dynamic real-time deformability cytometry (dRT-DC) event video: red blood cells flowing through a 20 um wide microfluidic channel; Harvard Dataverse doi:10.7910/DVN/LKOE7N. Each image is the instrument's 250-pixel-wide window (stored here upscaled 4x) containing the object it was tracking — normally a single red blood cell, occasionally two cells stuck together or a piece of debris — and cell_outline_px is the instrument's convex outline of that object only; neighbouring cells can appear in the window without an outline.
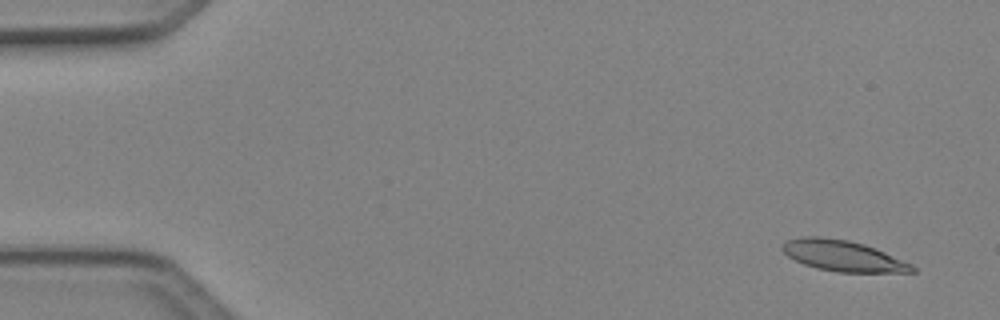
{"species": "Egyptian fruit bat (a non-hibernating species)", "species_latin": "Rousettus aegyptiacus", "temperature_condition": "cold", "stored_images_in_passage": 4, "camera_frame_rate_fps": 3000, "um_per_image_px": 0.085, "animal": {"sex": "female"}, "frame": {"image": 1, "passage_image": 1, "time_ms": 0.0, "image_size_px": [1000, 320], "cell_outline_px": [[916, 272], [836, 272], [816, 268], [804, 264], [788, 256], [780, 248], [784, 240], [804, 236], [820, 236], [848, 240], [864, 244], [876, 248], [912, 264], [916, 268]], "centroid_in_image_um": [71.63, 21.73], "position_along_channel_um": 13.4, "area_um2": 23.47}}
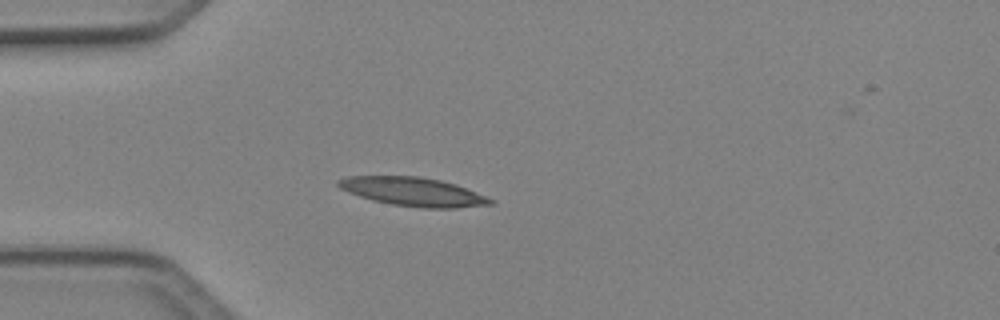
{"frame": {"image": 2, "passage_image": 4, "time_ms": 1.0, "image_size_px": [1000, 320], "cell_outline_px": [[496, 200], [492, 204], [456, 208], [424, 208], [392, 204], [372, 200], [348, 192], [340, 188], [336, 184], [336, 180], [344, 176], [420, 176], [440, 180], [456, 184]], "centroid_in_image_um": [35.1, 16.29], "position_along_channel_um": 49.9, "area_um2": 25.49}}